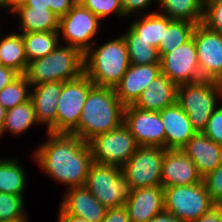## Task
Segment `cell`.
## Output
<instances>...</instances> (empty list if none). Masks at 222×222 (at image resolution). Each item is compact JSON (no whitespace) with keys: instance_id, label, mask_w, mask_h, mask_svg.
Masks as SVG:
<instances>
[{"instance_id":"7c38bea8","label":"cell","mask_w":222,"mask_h":222,"mask_svg":"<svg viewBox=\"0 0 222 222\" xmlns=\"http://www.w3.org/2000/svg\"><path fill=\"white\" fill-rule=\"evenodd\" d=\"M192 38L201 79L219 82L222 79V34L199 23L193 30Z\"/></svg>"},{"instance_id":"3957f363","label":"cell","mask_w":222,"mask_h":222,"mask_svg":"<svg viewBox=\"0 0 222 222\" xmlns=\"http://www.w3.org/2000/svg\"><path fill=\"white\" fill-rule=\"evenodd\" d=\"M84 54V74L95 86L114 88L130 66L125 38L119 36Z\"/></svg>"},{"instance_id":"484cf974","label":"cell","mask_w":222,"mask_h":222,"mask_svg":"<svg viewBox=\"0 0 222 222\" xmlns=\"http://www.w3.org/2000/svg\"><path fill=\"white\" fill-rule=\"evenodd\" d=\"M163 15L172 20L188 21L199 24L203 20L204 2L202 0H157Z\"/></svg>"},{"instance_id":"83f0119b","label":"cell","mask_w":222,"mask_h":222,"mask_svg":"<svg viewBox=\"0 0 222 222\" xmlns=\"http://www.w3.org/2000/svg\"><path fill=\"white\" fill-rule=\"evenodd\" d=\"M21 35L28 62L48 55L60 43L58 31L21 33Z\"/></svg>"},{"instance_id":"30bf717a","label":"cell","mask_w":222,"mask_h":222,"mask_svg":"<svg viewBox=\"0 0 222 222\" xmlns=\"http://www.w3.org/2000/svg\"><path fill=\"white\" fill-rule=\"evenodd\" d=\"M100 19L90 10L77 2L72 9L59 19L58 32L71 47L79 49L85 54L93 47L94 39L99 32Z\"/></svg>"},{"instance_id":"1f68e13d","label":"cell","mask_w":222,"mask_h":222,"mask_svg":"<svg viewBox=\"0 0 222 222\" xmlns=\"http://www.w3.org/2000/svg\"><path fill=\"white\" fill-rule=\"evenodd\" d=\"M31 85L24 74H20L14 81L0 91V105L6 110L30 100Z\"/></svg>"},{"instance_id":"74e56055","label":"cell","mask_w":222,"mask_h":222,"mask_svg":"<svg viewBox=\"0 0 222 222\" xmlns=\"http://www.w3.org/2000/svg\"><path fill=\"white\" fill-rule=\"evenodd\" d=\"M155 0H122L124 17L130 16L149 7Z\"/></svg>"},{"instance_id":"ee69618b","label":"cell","mask_w":222,"mask_h":222,"mask_svg":"<svg viewBox=\"0 0 222 222\" xmlns=\"http://www.w3.org/2000/svg\"><path fill=\"white\" fill-rule=\"evenodd\" d=\"M58 222H88L85 219L67 214L61 208H59Z\"/></svg>"},{"instance_id":"603a6c76","label":"cell","mask_w":222,"mask_h":222,"mask_svg":"<svg viewBox=\"0 0 222 222\" xmlns=\"http://www.w3.org/2000/svg\"><path fill=\"white\" fill-rule=\"evenodd\" d=\"M12 13L19 16L21 33L58 31L60 18L50 9L31 8L23 4Z\"/></svg>"},{"instance_id":"60d3db41","label":"cell","mask_w":222,"mask_h":222,"mask_svg":"<svg viewBox=\"0 0 222 222\" xmlns=\"http://www.w3.org/2000/svg\"><path fill=\"white\" fill-rule=\"evenodd\" d=\"M20 74L12 68L0 65V91L14 81Z\"/></svg>"},{"instance_id":"8d00e7d4","label":"cell","mask_w":222,"mask_h":222,"mask_svg":"<svg viewBox=\"0 0 222 222\" xmlns=\"http://www.w3.org/2000/svg\"><path fill=\"white\" fill-rule=\"evenodd\" d=\"M203 133L215 143L222 145V106L217 107L212 113Z\"/></svg>"},{"instance_id":"44dd1931","label":"cell","mask_w":222,"mask_h":222,"mask_svg":"<svg viewBox=\"0 0 222 222\" xmlns=\"http://www.w3.org/2000/svg\"><path fill=\"white\" fill-rule=\"evenodd\" d=\"M61 201L60 208L65 213L88 222H102L107 212V208L85 186L69 188Z\"/></svg>"},{"instance_id":"7dc6e473","label":"cell","mask_w":222,"mask_h":222,"mask_svg":"<svg viewBox=\"0 0 222 222\" xmlns=\"http://www.w3.org/2000/svg\"><path fill=\"white\" fill-rule=\"evenodd\" d=\"M6 111L7 110L0 105V134L4 125Z\"/></svg>"},{"instance_id":"e575fe53","label":"cell","mask_w":222,"mask_h":222,"mask_svg":"<svg viewBox=\"0 0 222 222\" xmlns=\"http://www.w3.org/2000/svg\"><path fill=\"white\" fill-rule=\"evenodd\" d=\"M202 24L210 30L222 34V0L204 2Z\"/></svg>"},{"instance_id":"8992f818","label":"cell","mask_w":222,"mask_h":222,"mask_svg":"<svg viewBox=\"0 0 222 222\" xmlns=\"http://www.w3.org/2000/svg\"><path fill=\"white\" fill-rule=\"evenodd\" d=\"M85 187L107 209L124 206L132 196V186L120 167L93 162Z\"/></svg>"},{"instance_id":"7bdbcfd3","label":"cell","mask_w":222,"mask_h":222,"mask_svg":"<svg viewBox=\"0 0 222 222\" xmlns=\"http://www.w3.org/2000/svg\"><path fill=\"white\" fill-rule=\"evenodd\" d=\"M148 222H181L178 218L172 215L170 212L163 211L150 219Z\"/></svg>"},{"instance_id":"ac0fdd59","label":"cell","mask_w":222,"mask_h":222,"mask_svg":"<svg viewBox=\"0 0 222 222\" xmlns=\"http://www.w3.org/2000/svg\"><path fill=\"white\" fill-rule=\"evenodd\" d=\"M160 116L165 129L166 150H181L196 134L188 115L177 103L160 111Z\"/></svg>"},{"instance_id":"d590c367","label":"cell","mask_w":222,"mask_h":222,"mask_svg":"<svg viewBox=\"0 0 222 222\" xmlns=\"http://www.w3.org/2000/svg\"><path fill=\"white\" fill-rule=\"evenodd\" d=\"M206 191L216 205H222V164L202 178Z\"/></svg>"},{"instance_id":"4dcf8cb0","label":"cell","mask_w":222,"mask_h":222,"mask_svg":"<svg viewBox=\"0 0 222 222\" xmlns=\"http://www.w3.org/2000/svg\"><path fill=\"white\" fill-rule=\"evenodd\" d=\"M195 26L194 23L188 21L172 20L164 31L158 48L160 58L189 41Z\"/></svg>"},{"instance_id":"5bb4252c","label":"cell","mask_w":222,"mask_h":222,"mask_svg":"<svg viewBox=\"0 0 222 222\" xmlns=\"http://www.w3.org/2000/svg\"><path fill=\"white\" fill-rule=\"evenodd\" d=\"M161 73L177 86L202 80L193 38L160 58Z\"/></svg>"},{"instance_id":"2e32d148","label":"cell","mask_w":222,"mask_h":222,"mask_svg":"<svg viewBox=\"0 0 222 222\" xmlns=\"http://www.w3.org/2000/svg\"><path fill=\"white\" fill-rule=\"evenodd\" d=\"M202 182L194 162L182 150H166L162 162V187Z\"/></svg>"},{"instance_id":"e0dca14e","label":"cell","mask_w":222,"mask_h":222,"mask_svg":"<svg viewBox=\"0 0 222 222\" xmlns=\"http://www.w3.org/2000/svg\"><path fill=\"white\" fill-rule=\"evenodd\" d=\"M65 82H47L32 86L30 100L38 123L45 124L47 132L56 133V114L60 94Z\"/></svg>"},{"instance_id":"6da1fadb","label":"cell","mask_w":222,"mask_h":222,"mask_svg":"<svg viewBox=\"0 0 222 222\" xmlns=\"http://www.w3.org/2000/svg\"><path fill=\"white\" fill-rule=\"evenodd\" d=\"M47 142L36 148L34 158L53 180L68 189L85 186L93 158L88 142L67 133H46Z\"/></svg>"},{"instance_id":"7402d4cb","label":"cell","mask_w":222,"mask_h":222,"mask_svg":"<svg viewBox=\"0 0 222 222\" xmlns=\"http://www.w3.org/2000/svg\"><path fill=\"white\" fill-rule=\"evenodd\" d=\"M177 87L165 74L160 73L142 92L134 106L145 111L160 112L176 103Z\"/></svg>"},{"instance_id":"5b68a950","label":"cell","mask_w":222,"mask_h":222,"mask_svg":"<svg viewBox=\"0 0 222 222\" xmlns=\"http://www.w3.org/2000/svg\"><path fill=\"white\" fill-rule=\"evenodd\" d=\"M218 97H222L219 83L202 79L178 85L176 103L188 115L193 129L203 132L217 107Z\"/></svg>"},{"instance_id":"cb8c5ba5","label":"cell","mask_w":222,"mask_h":222,"mask_svg":"<svg viewBox=\"0 0 222 222\" xmlns=\"http://www.w3.org/2000/svg\"><path fill=\"white\" fill-rule=\"evenodd\" d=\"M171 21L172 19L166 15L152 11V13L144 15V18L133 21L129 27L138 35V39L145 40L158 49L164 31Z\"/></svg>"},{"instance_id":"681fc988","label":"cell","mask_w":222,"mask_h":222,"mask_svg":"<svg viewBox=\"0 0 222 222\" xmlns=\"http://www.w3.org/2000/svg\"><path fill=\"white\" fill-rule=\"evenodd\" d=\"M221 88V92H222V79L218 82Z\"/></svg>"},{"instance_id":"d4e9b609","label":"cell","mask_w":222,"mask_h":222,"mask_svg":"<svg viewBox=\"0 0 222 222\" xmlns=\"http://www.w3.org/2000/svg\"><path fill=\"white\" fill-rule=\"evenodd\" d=\"M1 65L9 67L24 74L28 61L25 55V47L21 33H11L0 39Z\"/></svg>"},{"instance_id":"9a60e30c","label":"cell","mask_w":222,"mask_h":222,"mask_svg":"<svg viewBox=\"0 0 222 222\" xmlns=\"http://www.w3.org/2000/svg\"><path fill=\"white\" fill-rule=\"evenodd\" d=\"M160 73V64H130L121 81L114 87L116 96L124 106L134 105L142 92Z\"/></svg>"},{"instance_id":"4fadbf2b","label":"cell","mask_w":222,"mask_h":222,"mask_svg":"<svg viewBox=\"0 0 222 222\" xmlns=\"http://www.w3.org/2000/svg\"><path fill=\"white\" fill-rule=\"evenodd\" d=\"M123 123L138 146L165 148V129L160 112L145 111L128 105L125 106Z\"/></svg>"},{"instance_id":"ffe728a7","label":"cell","mask_w":222,"mask_h":222,"mask_svg":"<svg viewBox=\"0 0 222 222\" xmlns=\"http://www.w3.org/2000/svg\"><path fill=\"white\" fill-rule=\"evenodd\" d=\"M131 222H148L163 212L164 191L162 186L135 189L124 205Z\"/></svg>"},{"instance_id":"f1b7e54d","label":"cell","mask_w":222,"mask_h":222,"mask_svg":"<svg viewBox=\"0 0 222 222\" xmlns=\"http://www.w3.org/2000/svg\"><path fill=\"white\" fill-rule=\"evenodd\" d=\"M34 124L39 123L36 119L33 104L31 100H29L6 111L5 121L0 137L5 132L20 135L27 132V130Z\"/></svg>"},{"instance_id":"f6af8a7d","label":"cell","mask_w":222,"mask_h":222,"mask_svg":"<svg viewBox=\"0 0 222 222\" xmlns=\"http://www.w3.org/2000/svg\"><path fill=\"white\" fill-rule=\"evenodd\" d=\"M27 0H5L2 3V8H8L9 11L12 13L16 8L25 4Z\"/></svg>"},{"instance_id":"f35d334b","label":"cell","mask_w":222,"mask_h":222,"mask_svg":"<svg viewBox=\"0 0 222 222\" xmlns=\"http://www.w3.org/2000/svg\"><path fill=\"white\" fill-rule=\"evenodd\" d=\"M76 3V0H48L50 10L59 18L65 16Z\"/></svg>"},{"instance_id":"ab89813d","label":"cell","mask_w":222,"mask_h":222,"mask_svg":"<svg viewBox=\"0 0 222 222\" xmlns=\"http://www.w3.org/2000/svg\"><path fill=\"white\" fill-rule=\"evenodd\" d=\"M102 222H131L124 206L107 209Z\"/></svg>"},{"instance_id":"7a4b0ae2","label":"cell","mask_w":222,"mask_h":222,"mask_svg":"<svg viewBox=\"0 0 222 222\" xmlns=\"http://www.w3.org/2000/svg\"><path fill=\"white\" fill-rule=\"evenodd\" d=\"M124 110L114 88L94 85L83 105L78 125L69 134L88 142L122 125Z\"/></svg>"},{"instance_id":"9c48e42d","label":"cell","mask_w":222,"mask_h":222,"mask_svg":"<svg viewBox=\"0 0 222 222\" xmlns=\"http://www.w3.org/2000/svg\"><path fill=\"white\" fill-rule=\"evenodd\" d=\"M163 147L138 146L135 153L121 167L132 189L162 186Z\"/></svg>"},{"instance_id":"52a82bcc","label":"cell","mask_w":222,"mask_h":222,"mask_svg":"<svg viewBox=\"0 0 222 222\" xmlns=\"http://www.w3.org/2000/svg\"><path fill=\"white\" fill-rule=\"evenodd\" d=\"M164 209L181 222H194L216 204L206 191L203 182L163 188Z\"/></svg>"},{"instance_id":"c3c4849f","label":"cell","mask_w":222,"mask_h":222,"mask_svg":"<svg viewBox=\"0 0 222 222\" xmlns=\"http://www.w3.org/2000/svg\"><path fill=\"white\" fill-rule=\"evenodd\" d=\"M0 222H28V220H13V221H0Z\"/></svg>"},{"instance_id":"b9f144b4","label":"cell","mask_w":222,"mask_h":222,"mask_svg":"<svg viewBox=\"0 0 222 222\" xmlns=\"http://www.w3.org/2000/svg\"><path fill=\"white\" fill-rule=\"evenodd\" d=\"M194 222H222V205H216Z\"/></svg>"},{"instance_id":"836d02e7","label":"cell","mask_w":222,"mask_h":222,"mask_svg":"<svg viewBox=\"0 0 222 222\" xmlns=\"http://www.w3.org/2000/svg\"><path fill=\"white\" fill-rule=\"evenodd\" d=\"M79 2L100 20L109 14L124 18L122 0H80Z\"/></svg>"},{"instance_id":"277c9868","label":"cell","mask_w":222,"mask_h":222,"mask_svg":"<svg viewBox=\"0 0 222 222\" xmlns=\"http://www.w3.org/2000/svg\"><path fill=\"white\" fill-rule=\"evenodd\" d=\"M84 74V54L77 48L58 45L48 55L28 62L24 76L31 86L66 82Z\"/></svg>"},{"instance_id":"4316f807","label":"cell","mask_w":222,"mask_h":222,"mask_svg":"<svg viewBox=\"0 0 222 222\" xmlns=\"http://www.w3.org/2000/svg\"><path fill=\"white\" fill-rule=\"evenodd\" d=\"M25 183V170L17 160L0 159V193L23 197Z\"/></svg>"},{"instance_id":"bcb514c9","label":"cell","mask_w":222,"mask_h":222,"mask_svg":"<svg viewBox=\"0 0 222 222\" xmlns=\"http://www.w3.org/2000/svg\"><path fill=\"white\" fill-rule=\"evenodd\" d=\"M27 7L31 8H46L50 9L48 0H27L25 3Z\"/></svg>"},{"instance_id":"8fae6325","label":"cell","mask_w":222,"mask_h":222,"mask_svg":"<svg viewBox=\"0 0 222 222\" xmlns=\"http://www.w3.org/2000/svg\"><path fill=\"white\" fill-rule=\"evenodd\" d=\"M93 86L85 74L64 83L56 106V133L69 134L78 125L83 105Z\"/></svg>"},{"instance_id":"ba28073f","label":"cell","mask_w":222,"mask_h":222,"mask_svg":"<svg viewBox=\"0 0 222 222\" xmlns=\"http://www.w3.org/2000/svg\"><path fill=\"white\" fill-rule=\"evenodd\" d=\"M93 162L122 167L135 153L138 145L124 125L94 136L88 141Z\"/></svg>"},{"instance_id":"d6a6232c","label":"cell","mask_w":222,"mask_h":222,"mask_svg":"<svg viewBox=\"0 0 222 222\" xmlns=\"http://www.w3.org/2000/svg\"><path fill=\"white\" fill-rule=\"evenodd\" d=\"M24 197L0 193V221L28 220Z\"/></svg>"},{"instance_id":"f546056e","label":"cell","mask_w":222,"mask_h":222,"mask_svg":"<svg viewBox=\"0 0 222 222\" xmlns=\"http://www.w3.org/2000/svg\"><path fill=\"white\" fill-rule=\"evenodd\" d=\"M125 38L129 61L132 65L160 64V55L157 48L142 39L129 27L123 34Z\"/></svg>"},{"instance_id":"d6986e66","label":"cell","mask_w":222,"mask_h":222,"mask_svg":"<svg viewBox=\"0 0 222 222\" xmlns=\"http://www.w3.org/2000/svg\"><path fill=\"white\" fill-rule=\"evenodd\" d=\"M181 150L194 162L202 178L222 164V145L203 132H196Z\"/></svg>"}]
</instances>
